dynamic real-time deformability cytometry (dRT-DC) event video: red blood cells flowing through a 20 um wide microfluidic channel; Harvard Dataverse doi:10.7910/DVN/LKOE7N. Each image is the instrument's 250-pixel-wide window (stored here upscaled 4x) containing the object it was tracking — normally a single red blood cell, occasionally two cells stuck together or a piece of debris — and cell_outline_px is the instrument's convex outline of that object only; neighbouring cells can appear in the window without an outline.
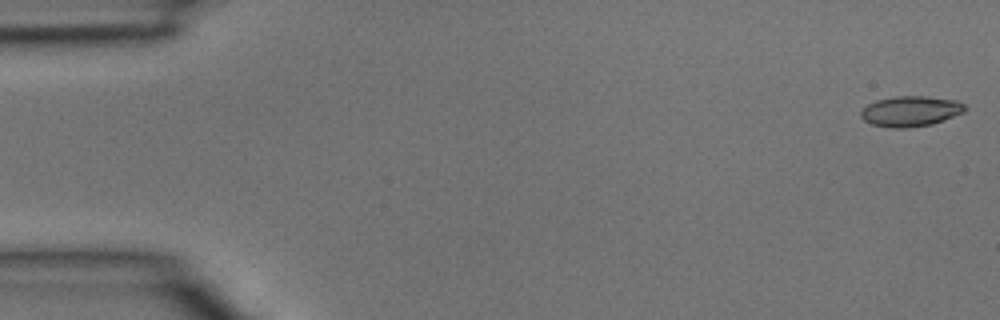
{"species": "common noctule bat (a hibernating species)", "species_latin": "Nyctalus noctula", "temperature_condition": "room temperature", "stored_images_in_passage": 4, "camera_frame_rate_fps": 3000, "um_per_image_px": 0.085, "animal": {"sex": "male", "body_mass_g": 15.6}, "frame": {"image": 1, "passage_image": 1, "time_ms": 0.0, "image_size_px": [1000, 320], "cell_outline_px": [[968, 108], [964, 112], [932, 124], [908, 128], [888, 128], [872, 124], [864, 120], [860, 116], [860, 112], [868, 104], [876, 100], [896, 96], [924, 96], [956, 100], [964, 104]], "centroid_in_image_um": [77.4, 9.46], "position_along_channel_um": 7.6, "area_um2": 18.5}}
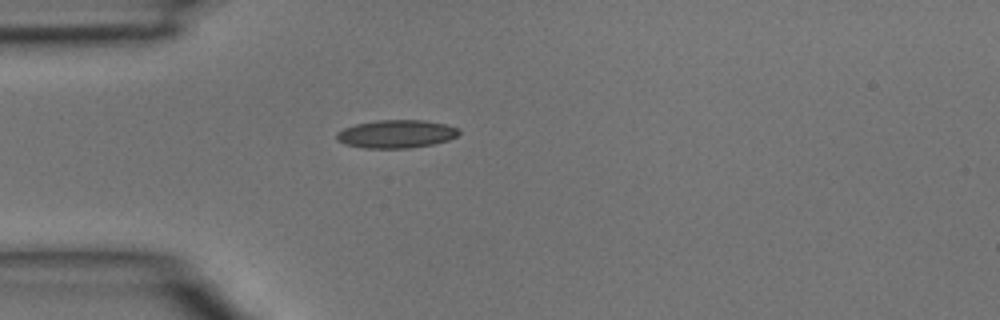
{"frame": {"image": 2, "passage_image": 4, "time_ms": 1.0, "image_size_px": [1000, 320], "cell_outline_px": [[460, 132], [456, 136], [448, 140], [432, 144], [408, 148], [364, 148], [344, 144], [336, 140], [336, 132], [344, 128], [356, 124], [376, 120], [424, 120], [444, 124], [456, 128]], "centroid_in_image_um": [33.63, 11.39], "position_along_channel_um": 51.4, "area_um2": 19.94}}